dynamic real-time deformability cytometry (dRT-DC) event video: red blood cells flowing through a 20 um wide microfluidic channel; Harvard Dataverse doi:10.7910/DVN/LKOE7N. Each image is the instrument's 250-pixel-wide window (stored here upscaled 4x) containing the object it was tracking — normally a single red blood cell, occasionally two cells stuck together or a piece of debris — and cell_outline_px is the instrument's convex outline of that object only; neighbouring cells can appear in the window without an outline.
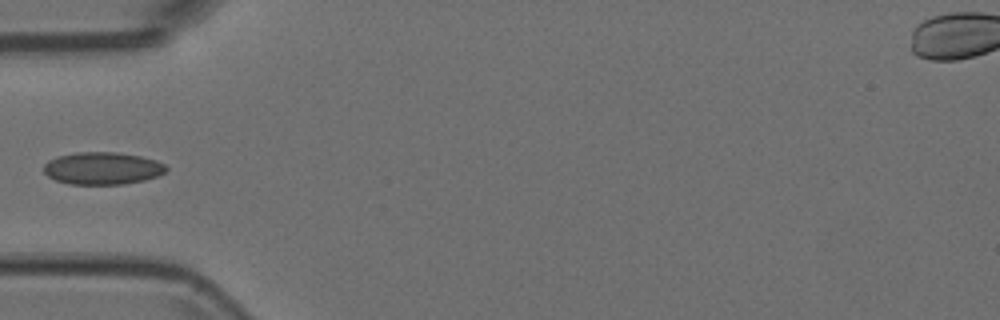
{"species": "Egyptian fruit bat (a non-hibernating species)", "species_latin": "Rousettus aegyptiacus", "temperature_condition": "room temperature", "stored_images_in_passage": 1, "camera_frame_rate_fps": 3000, "um_per_image_px": 0.085, "animal": {"sex": "female"}, "frame": {"image": 1, "passage_image": 1, "time_ms": 0.0, "image_size_px": [1000, 320], "cell_outline_px": [[168, 168], [164, 172], [156, 176], [144, 180], [124, 184], [68, 184], [56, 180], [48, 176], [44, 172], [44, 164], [48, 160], [56, 156], [76, 152], [116, 152], [140, 156], [156, 160], [164, 164]], "centroid_in_image_um": [8.68, 14.3], "position_along_channel_um": 76.3, "area_um2": 23.12}}